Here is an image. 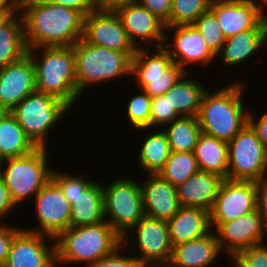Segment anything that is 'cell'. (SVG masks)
<instances>
[{
  "label": "cell",
  "mask_w": 267,
  "mask_h": 267,
  "mask_svg": "<svg viewBox=\"0 0 267 267\" xmlns=\"http://www.w3.org/2000/svg\"><path fill=\"white\" fill-rule=\"evenodd\" d=\"M150 128H140L138 130H145L148 134L146 139L141 144V150L137 155L139 158V165L144 173L158 174L159 171L165 166L168 157L170 156L171 149L168 142L167 135L164 130H154V133H149ZM147 130V131H146Z\"/></svg>",
  "instance_id": "4dcf8cb0"
},
{
  "label": "cell",
  "mask_w": 267,
  "mask_h": 267,
  "mask_svg": "<svg viewBox=\"0 0 267 267\" xmlns=\"http://www.w3.org/2000/svg\"><path fill=\"white\" fill-rule=\"evenodd\" d=\"M193 153L200 170L227 179L228 144L226 141L202 132Z\"/></svg>",
  "instance_id": "83f0119b"
},
{
  "label": "cell",
  "mask_w": 267,
  "mask_h": 267,
  "mask_svg": "<svg viewBox=\"0 0 267 267\" xmlns=\"http://www.w3.org/2000/svg\"><path fill=\"white\" fill-rule=\"evenodd\" d=\"M80 12L84 17L97 8L94 0H46Z\"/></svg>",
  "instance_id": "ee69618b"
},
{
  "label": "cell",
  "mask_w": 267,
  "mask_h": 267,
  "mask_svg": "<svg viewBox=\"0 0 267 267\" xmlns=\"http://www.w3.org/2000/svg\"><path fill=\"white\" fill-rule=\"evenodd\" d=\"M105 221L103 188L92 181L71 204L70 227L96 225Z\"/></svg>",
  "instance_id": "484cf974"
},
{
  "label": "cell",
  "mask_w": 267,
  "mask_h": 267,
  "mask_svg": "<svg viewBox=\"0 0 267 267\" xmlns=\"http://www.w3.org/2000/svg\"><path fill=\"white\" fill-rule=\"evenodd\" d=\"M257 208L260 211L264 227L267 231V179L258 183Z\"/></svg>",
  "instance_id": "bcb514c9"
},
{
  "label": "cell",
  "mask_w": 267,
  "mask_h": 267,
  "mask_svg": "<svg viewBox=\"0 0 267 267\" xmlns=\"http://www.w3.org/2000/svg\"><path fill=\"white\" fill-rule=\"evenodd\" d=\"M146 179L140 182L145 216L167 222L181 207L176 186L158 174H149Z\"/></svg>",
  "instance_id": "44dd1931"
},
{
  "label": "cell",
  "mask_w": 267,
  "mask_h": 267,
  "mask_svg": "<svg viewBox=\"0 0 267 267\" xmlns=\"http://www.w3.org/2000/svg\"><path fill=\"white\" fill-rule=\"evenodd\" d=\"M165 31L175 32V35L172 38V44L165 42L163 47L173 62L181 66L186 72L188 70L185 67L189 64L199 63L206 68L217 59V56L209 49L205 39L193 25L165 27Z\"/></svg>",
  "instance_id": "d6986e66"
},
{
  "label": "cell",
  "mask_w": 267,
  "mask_h": 267,
  "mask_svg": "<svg viewBox=\"0 0 267 267\" xmlns=\"http://www.w3.org/2000/svg\"><path fill=\"white\" fill-rule=\"evenodd\" d=\"M27 55L34 64L36 91L54 96L70 108L78 103L73 46L36 47L28 49Z\"/></svg>",
  "instance_id": "277c9868"
},
{
  "label": "cell",
  "mask_w": 267,
  "mask_h": 267,
  "mask_svg": "<svg viewBox=\"0 0 267 267\" xmlns=\"http://www.w3.org/2000/svg\"><path fill=\"white\" fill-rule=\"evenodd\" d=\"M239 267H267V243L255 245L238 252L232 259Z\"/></svg>",
  "instance_id": "f35d334b"
},
{
  "label": "cell",
  "mask_w": 267,
  "mask_h": 267,
  "mask_svg": "<svg viewBox=\"0 0 267 267\" xmlns=\"http://www.w3.org/2000/svg\"><path fill=\"white\" fill-rule=\"evenodd\" d=\"M28 49L71 47L83 37L84 16L46 0H18Z\"/></svg>",
  "instance_id": "6da1fadb"
},
{
  "label": "cell",
  "mask_w": 267,
  "mask_h": 267,
  "mask_svg": "<svg viewBox=\"0 0 267 267\" xmlns=\"http://www.w3.org/2000/svg\"><path fill=\"white\" fill-rule=\"evenodd\" d=\"M267 6V0H259Z\"/></svg>",
  "instance_id": "db71d44e"
},
{
  "label": "cell",
  "mask_w": 267,
  "mask_h": 267,
  "mask_svg": "<svg viewBox=\"0 0 267 267\" xmlns=\"http://www.w3.org/2000/svg\"><path fill=\"white\" fill-rule=\"evenodd\" d=\"M124 247L121 245L111 255L103 257L97 263L90 267H139L138 261L131 255H121Z\"/></svg>",
  "instance_id": "ab89813d"
},
{
  "label": "cell",
  "mask_w": 267,
  "mask_h": 267,
  "mask_svg": "<svg viewBox=\"0 0 267 267\" xmlns=\"http://www.w3.org/2000/svg\"><path fill=\"white\" fill-rule=\"evenodd\" d=\"M136 0H94L98 8H113L115 5Z\"/></svg>",
  "instance_id": "c3c4849f"
},
{
  "label": "cell",
  "mask_w": 267,
  "mask_h": 267,
  "mask_svg": "<svg viewBox=\"0 0 267 267\" xmlns=\"http://www.w3.org/2000/svg\"><path fill=\"white\" fill-rule=\"evenodd\" d=\"M88 44L113 51L136 52L113 8H96L84 17L83 37Z\"/></svg>",
  "instance_id": "5bb4252c"
},
{
  "label": "cell",
  "mask_w": 267,
  "mask_h": 267,
  "mask_svg": "<svg viewBox=\"0 0 267 267\" xmlns=\"http://www.w3.org/2000/svg\"><path fill=\"white\" fill-rule=\"evenodd\" d=\"M258 182L225 179L210 211L212 230L257 209Z\"/></svg>",
  "instance_id": "7c38bea8"
},
{
  "label": "cell",
  "mask_w": 267,
  "mask_h": 267,
  "mask_svg": "<svg viewBox=\"0 0 267 267\" xmlns=\"http://www.w3.org/2000/svg\"><path fill=\"white\" fill-rule=\"evenodd\" d=\"M139 267H167L162 265H139Z\"/></svg>",
  "instance_id": "816d5d0a"
},
{
  "label": "cell",
  "mask_w": 267,
  "mask_h": 267,
  "mask_svg": "<svg viewBox=\"0 0 267 267\" xmlns=\"http://www.w3.org/2000/svg\"><path fill=\"white\" fill-rule=\"evenodd\" d=\"M131 236L136 238L133 240H136V249H139L138 254L140 252V255L134 258L140 265L167 266L169 264L173 246L166 221L144 216L122 237L124 248L131 244L129 240V237L133 238Z\"/></svg>",
  "instance_id": "8fae6325"
},
{
  "label": "cell",
  "mask_w": 267,
  "mask_h": 267,
  "mask_svg": "<svg viewBox=\"0 0 267 267\" xmlns=\"http://www.w3.org/2000/svg\"><path fill=\"white\" fill-rule=\"evenodd\" d=\"M7 223H0V267L6 263L13 238L23 229Z\"/></svg>",
  "instance_id": "60d3db41"
},
{
  "label": "cell",
  "mask_w": 267,
  "mask_h": 267,
  "mask_svg": "<svg viewBox=\"0 0 267 267\" xmlns=\"http://www.w3.org/2000/svg\"><path fill=\"white\" fill-rule=\"evenodd\" d=\"M35 197V214L39 226L24 230L56 239L70 227L71 204L60 188L50 180Z\"/></svg>",
  "instance_id": "4fadbf2b"
},
{
  "label": "cell",
  "mask_w": 267,
  "mask_h": 267,
  "mask_svg": "<svg viewBox=\"0 0 267 267\" xmlns=\"http://www.w3.org/2000/svg\"><path fill=\"white\" fill-rule=\"evenodd\" d=\"M156 49L149 52L150 49L144 44L131 58L130 74L134 75L140 90L150 98L164 95L187 73L173 62L165 47Z\"/></svg>",
  "instance_id": "52a82bcc"
},
{
  "label": "cell",
  "mask_w": 267,
  "mask_h": 267,
  "mask_svg": "<svg viewBox=\"0 0 267 267\" xmlns=\"http://www.w3.org/2000/svg\"><path fill=\"white\" fill-rule=\"evenodd\" d=\"M4 162H5V158L0 153V171H1L2 167H3V165H4Z\"/></svg>",
  "instance_id": "f907efd6"
},
{
  "label": "cell",
  "mask_w": 267,
  "mask_h": 267,
  "mask_svg": "<svg viewBox=\"0 0 267 267\" xmlns=\"http://www.w3.org/2000/svg\"><path fill=\"white\" fill-rule=\"evenodd\" d=\"M8 111L5 109V107L0 103V118L4 116Z\"/></svg>",
  "instance_id": "681fc988"
},
{
  "label": "cell",
  "mask_w": 267,
  "mask_h": 267,
  "mask_svg": "<svg viewBox=\"0 0 267 267\" xmlns=\"http://www.w3.org/2000/svg\"><path fill=\"white\" fill-rule=\"evenodd\" d=\"M221 252L212 230L201 238L174 246L167 267H210Z\"/></svg>",
  "instance_id": "d4e9b609"
},
{
  "label": "cell",
  "mask_w": 267,
  "mask_h": 267,
  "mask_svg": "<svg viewBox=\"0 0 267 267\" xmlns=\"http://www.w3.org/2000/svg\"><path fill=\"white\" fill-rule=\"evenodd\" d=\"M73 47L76 91L79 96L84 94L86 87H95V84L130 75L131 58L136 52L113 51L88 44L82 38Z\"/></svg>",
  "instance_id": "5b68a950"
},
{
  "label": "cell",
  "mask_w": 267,
  "mask_h": 267,
  "mask_svg": "<svg viewBox=\"0 0 267 267\" xmlns=\"http://www.w3.org/2000/svg\"><path fill=\"white\" fill-rule=\"evenodd\" d=\"M7 17L0 24V69L23 59L28 48L25 41L23 21L19 13Z\"/></svg>",
  "instance_id": "4316f807"
},
{
  "label": "cell",
  "mask_w": 267,
  "mask_h": 267,
  "mask_svg": "<svg viewBox=\"0 0 267 267\" xmlns=\"http://www.w3.org/2000/svg\"><path fill=\"white\" fill-rule=\"evenodd\" d=\"M56 265L86 264L90 267L122 245V237L106 221L69 227L56 239Z\"/></svg>",
  "instance_id": "3957f363"
},
{
  "label": "cell",
  "mask_w": 267,
  "mask_h": 267,
  "mask_svg": "<svg viewBox=\"0 0 267 267\" xmlns=\"http://www.w3.org/2000/svg\"><path fill=\"white\" fill-rule=\"evenodd\" d=\"M35 91V68L28 55L0 69V103L7 111Z\"/></svg>",
  "instance_id": "ffe728a7"
},
{
  "label": "cell",
  "mask_w": 267,
  "mask_h": 267,
  "mask_svg": "<svg viewBox=\"0 0 267 267\" xmlns=\"http://www.w3.org/2000/svg\"><path fill=\"white\" fill-rule=\"evenodd\" d=\"M113 9L120 17L129 40L136 48L143 47L144 42H147V48L151 44L156 45L155 48H157L169 40L165 23L137 1L120 3Z\"/></svg>",
  "instance_id": "9a60e30c"
},
{
  "label": "cell",
  "mask_w": 267,
  "mask_h": 267,
  "mask_svg": "<svg viewBox=\"0 0 267 267\" xmlns=\"http://www.w3.org/2000/svg\"><path fill=\"white\" fill-rule=\"evenodd\" d=\"M262 47L267 49V17L255 29L226 38L217 58L222 55L225 66H238L248 62Z\"/></svg>",
  "instance_id": "603a6c76"
},
{
  "label": "cell",
  "mask_w": 267,
  "mask_h": 267,
  "mask_svg": "<svg viewBox=\"0 0 267 267\" xmlns=\"http://www.w3.org/2000/svg\"><path fill=\"white\" fill-rule=\"evenodd\" d=\"M102 188L105 221L123 237L145 216L140 182L123 177Z\"/></svg>",
  "instance_id": "9c48e42d"
},
{
  "label": "cell",
  "mask_w": 267,
  "mask_h": 267,
  "mask_svg": "<svg viewBox=\"0 0 267 267\" xmlns=\"http://www.w3.org/2000/svg\"><path fill=\"white\" fill-rule=\"evenodd\" d=\"M205 39L209 49L217 56L226 40L216 16L208 10L193 24Z\"/></svg>",
  "instance_id": "e575fe53"
},
{
  "label": "cell",
  "mask_w": 267,
  "mask_h": 267,
  "mask_svg": "<svg viewBox=\"0 0 267 267\" xmlns=\"http://www.w3.org/2000/svg\"><path fill=\"white\" fill-rule=\"evenodd\" d=\"M48 241L52 245L48 246ZM3 267H59L56 266L55 239L22 229L13 238Z\"/></svg>",
  "instance_id": "e0dca14e"
},
{
  "label": "cell",
  "mask_w": 267,
  "mask_h": 267,
  "mask_svg": "<svg viewBox=\"0 0 267 267\" xmlns=\"http://www.w3.org/2000/svg\"><path fill=\"white\" fill-rule=\"evenodd\" d=\"M85 178L86 176H74L73 174L53 169L51 180L60 188L63 195L72 204L80 192L93 181Z\"/></svg>",
  "instance_id": "8d00e7d4"
},
{
  "label": "cell",
  "mask_w": 267,
  "mask_h": 267,
  "mask_svg": "<svg viewBox=\"0 0 267 267\" xmlns=\"http://www.w3.org/2000/svg\"><path fill=\"white\" fill-rule=\"evenodd\" d=\"M187 72L178 82L171 87L165 96H168L170 107L179 116L196 117L200 107L202 95L206 91L204 84L196 79H188Z\"/></svg>",
  "instance_id": "f1b7e54d"
},
{
  "label": "cell",
  "mask_w": 267,
  "mask_h": 267,
  "mask_svg": "<svg viewBox=\"0 0 267 267\" xmlns=\"http://www.w3.org/2000/svg\"><path fill=\"white\" fill-rule=\"evenodd\" d=\"M36 148L10 111L0 118V153L5 159L26 155Z\"/></svg>",
  "instance_id": "f546056e"
},
{
  "label": "cell",
  "mask_w": 267,
  "mask_h": 267,
  "mask_svg": "<svg viewBox=\"0 0 267 267\" xmlns=\"http://www.w3.org/2000/svg\"><path fill=\"white\" fill-rule=\"evenodd\" d=\"M234 267H239L236 262H233Z\"/></svg>",
  "instance_id": "11a10c76"
},
{
  "label": "cell",
  "mask_w": 267,
  "mask_h": 267,
  "mask_svg": "<svg viewBox=\"0 0 267 267\" xmlns=\"http://www.w3.org/2000/svg\"><path fill=\"white\" fill-rule=\"evenodd\" d=\"M227 144V179L258 183L267 179V150L248 124Z\"/></svg>",
  "instance_id": "30bf717a"
},
{
  "label": "cell",
  "mask_w": 267,
  "mask_h": 267,
  "mask_svg": "<svg viewBox=\"0 0 267 267\" xmlns=\"http://www.w3.org/2000/svg\"><path fill=\"white\" fill-rule=\"evenodd\" d=\"M150 128H162L180 116L170 107L168 96L160 95L151 98ZM157 126V127H155Z\"/></svg>",
  "instance_id": "74e56055"
},
{
  "label": "cell",
  "mask_w": 267,
  "mask_h": 267,
  "mask_svg": "<svg viewBox=\"0 0 267 267\" xmlns=\"http://www.w3.org/2000/svg\"><path fill=\"white\" fill-rule=\"evenodd\" d=\"M18 11V0H0V16H11Z\"/></svg>",
  "instance_id": "7dc6e473"
},
{
  "label": "cell",
  "mask_w": 267,
  "mask_h": 267,
  "mask_svg": "<svg viewBox=\"0 0 267 267\" xmlns=\"http://www.w3.org/2000/svg\"><path fill=\"white\" fill-rule=\"evenodd\" d=\"M257 1L227 0L211 3L209 10L216 16L225 38L255 29L267 17L264 4Z\"/></svg>",
  "instance_id": "ac0fdd59"
},
{
  "label": "cell",
  "mask_w": 267,
  "mask_h": 267,
  "mask_svg": "<svg viewBox=\"0 0 267 267\" xmlns=\"http://www.w3.org/2000/svg\"><path fill=\"white\" fill-rule=\"evenodd\" d=\"M211 1L213 2V1H227V0H211Z\"/></svg>",
  "instance_id": "9f6ffc18"
},
{
  "label": "cell",
  "mask_w": 267,
  "mask_h": 267,
  "mask_svg": "<svg viewBox=\"0 0 267 267\" xmlns=\"http://www.w3.org/2000/svg\"><path fill=\"white\" fill-rule=\"evenodd\" d=\"M254 114L248 113V125L255 132L257 138L261 141L264 148L267 150V113H263L258 120L255 121Z\"/></svg>",
  "instance_id": "7bdbcfd3"
},
{
  "label": "cell",
  "mask_w": 267,
  "mask_h": 267,
  "mask_svg": "<svg viewBox=\"0 0 267 267\" xmlns=\"http://www.w3.org/2000/svg\"><path fill=\"white\" fill-rule=\"evenodd\" d=\"M199 166L193 152L171 151L165 166L158 175L177 186L199 171Z\"/></svg>",
  "instance_id": "d6a6232c"
},
{
  "label": "cell",
  "mask_w": 267,
  "mask_h": 267,
  "mask_svg": "<svg viewBox=\"0 0 267 267\" xmlns=\"http://www.w3.org/2000/svg\"><path fill=\"white\" fill-rule=\"evenodd\" d=\"M16 207L17 206L10 196L9 189L5 185L4 181L0 178V223H2L1 220L5 219L4 216L6 217L7 214H9V212Z\"/></svg>",
  "instance_id": "f6af8a7d"
},
{
  "label": "cell",
  "mask_w": 267,
  "mask_h": 267,
  "mask_svg": "<svg viewBox=\"0 0 267 267\" xmlns=\"http://www.w3.org/2000/svg\"><path fill=\"white\" fill-rule=\"evenodd\" d=\"M70 107L62 100L38 91L25 97L10 113L37 147L47 148L48 132Z\"/></svg>",
  "instance_id": "ba28073f"
},
{
  "label": "cell",
  "mask_w": 267,
  "mask_h": 267,
  "mask_svg": "<svg viewBox=\"0 0 267 267\" xmlns=\"http://www.w3.org/2000/svg\"><path fill=\"white\" fill-rule=\"evenodd\" d=\"M172 246L201 238L212 231L210 212L202 208L181 206L167 221Z\"/></svg>",
  "instance_id": "cb8c5ba5"
},
{
  "label": "cell",
  "mask_w": 267,
  "mask_h": 267,
  "mask_svg": "<svg viewBox=\"0 0 267 267\" xmlns=\"http://www.w3.org/2000/svg\"><path fill=\"white\" fill-rule=\"evenodd\" d=\"M7 17H10V16H0V24H1Z\"/></svg>",
  "instance_id": "f5cc1de1"
},
{
  "label": "cell",
  "mask_w": 267,
  "mask_h": 267,
  "mask_svg": "<svg viewBox=\"0 0 267 267\" xmlns=\"http://www.w3.org/2000/svg\"><path fill=\"white\" fill-rule=\"evenodd\" d=\"M211 0H172L170 20L166 27L192 25L210 9Z\"/></svg>",
  "instance_id": "836d02e7"
},
{
  "label": "cell",
  "mask_w": 267,
  "mask_h": 267,
  "mask_svg": "<svg viewBox=\"0 0 267 267\" xmlns=\"http://www.w3.org/2000/svg\"><path fill=\"white\" fill-rule=\"evenodd\" d=\"M48 150L37 147L26 155L5 159L0 178L16 206L34 197L51 180L53 169Z\"/></svg>",
  "instance_id": "8992f818"
},
{
  "label": "cell",
  "mask_w": 267,
  "mask_h": 267,
  "mask_svg": "<svg viewBox=\"0 0 267 267\" xmlns=\"http://www.w3.org/2000/svg\"><path fill=\"white\" fill-rule=\"evenodd\" d=\"M165 24L170 20L172 0H136Z\"/></svg>",
  "instance_id": "b9f144b4"
},
{
  "label": "cell",
  "mask_w": 267,
  "mask_h": 267,
  "mask_svg": "<svg viewBox=\"0 0 267 267\" xmlns=\"http://www.w3.org/2000/svg\"><path fill=\"white\" fill-rule=\"evenodd\" d=\"M225 178L199 170L176 186L180 206L202 208L211 211Z\"/></svg>",
  "instance_id": "7402d4cb"
},
{
  "label": "cell",
  "mask_w": 267,
  "mask_h": 267,
  "mask_svg": "<svg viewBox=\"0 0 267 267\" xmlns=\"http://www.w3.org/2000/svg\"><path fill=\"white\" fill-rule=\"evenodd\" d=\"M214 232L221 251L230 259L241 250L266 243L267 231L258 208L233 221L221 223Z\"/></svg>",
  "instance_id": "2e32d148"
},
{
  "label": "cell",
  "mask_w": 267,
  "mask_h": 267,
  "mask_svg": "<svg viewBox=\"0 0 267 267\" xmlns=\"http://www.w3.org/2000/svg\"><path fill=\"white\" fill-rule=\"evenodd\" d=\"M151 98L142 91L130 98L127 104V120L135 129L150 128Z\"/></svg>",
  "instance_id": "d590c367"
},
{
  "label": "cell",
  "mask_w": 267,
  "mask_h": 267,
  "mask_svg": "<svg viewBox=\"0 0 267 267\" xmlns=\"http://www.w3.org/2000/svg\"><path fill=\"white\" fill-rule=\"evenodd\" d=\"M168 125L164 131L171 151L194 152L202 133L197 117L180 116Z\"/></svg>",
  "instance_id": "1f68e13d"
},
{
  "label": "cell",
  "mask_w": 267,
  "mask_h": 267,
  "mask_svg": "<svg viewBox=\"0 0 267 267\" xmlns=\"http://www.w3.org/2000/svg\"><path fill=\"white\" fill-rule=\"evenodd\" d=\"M244 83L239 80L217 91L204 92L196 116L203 133L228 142L248 124L249 112L242 100Z\"/></svg>",
  "instance_id": "7a4b0ae2"
}]
</instances>
